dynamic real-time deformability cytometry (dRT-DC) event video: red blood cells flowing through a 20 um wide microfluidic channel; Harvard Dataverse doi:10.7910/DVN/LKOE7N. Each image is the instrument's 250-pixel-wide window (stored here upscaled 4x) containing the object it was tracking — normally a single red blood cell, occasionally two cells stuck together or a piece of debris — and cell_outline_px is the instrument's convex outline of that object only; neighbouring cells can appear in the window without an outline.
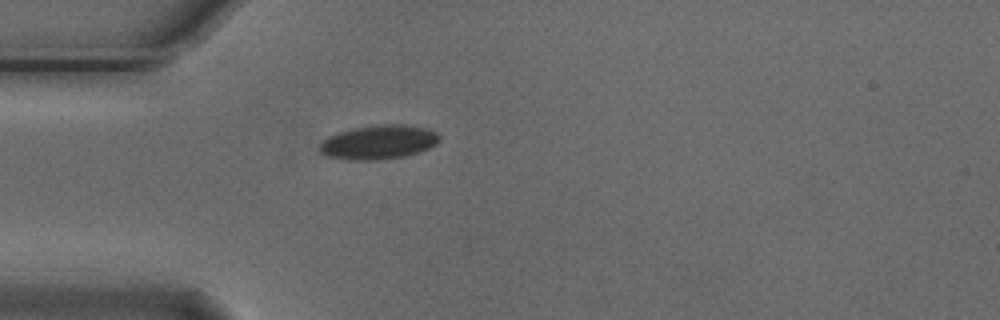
{"species": "Egyptian fruit bat (a non-hibernating species)", "species_latin": "Rousettus aegyptiacus", "temperature_condition": "cold", "stored_images_in_passage": 4, "camera_frame_rate_fps": 3000, "um_per_image_px": 0.085, "animal": {"sex": "male"}, "frame": {"image": 1, "passage_image": 4, "time_ms": 1.0, "image_size_px": [1000, 320], "cell_outline_px": [[440, 140], [436, 144], [428, 148], [404, 156], [372, 160], [352, 160], [328, 156], [320, 152], [320, 144], [328, 136], [336, 132], [352, 128], [376, 124], [404, 124], [428, 128], [436, 132], [440, 136]], "centroid_in_image_um": [32.18, 12.06], "position_along_channel_um": 52.8, "area_um2": 23.81}}